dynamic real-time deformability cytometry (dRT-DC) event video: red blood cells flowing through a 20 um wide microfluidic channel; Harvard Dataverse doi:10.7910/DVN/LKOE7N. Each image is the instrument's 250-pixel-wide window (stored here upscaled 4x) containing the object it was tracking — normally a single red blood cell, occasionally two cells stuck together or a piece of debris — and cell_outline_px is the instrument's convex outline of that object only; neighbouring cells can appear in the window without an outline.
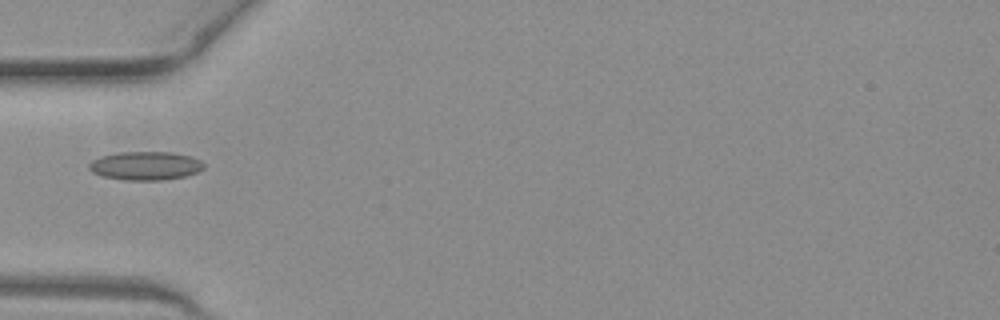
{"species": "common noctule bat (a hibernating species)", "species_latin": "Nyctalus noctula", "temperature_condition": "warm", "stored_images_in_passage": 35, "camera_frame_rate_fps": 3000, "um_per_image_px": 0.085, "animal": {"sex": "female", "body_mass_g": 19.3, "forearm_length_mm": 54.1}, "frame": {"image": 1, "passage_image": 1, "time_ms": 0.0, "image_size_px": [1000, 320], "cell_outline_px": [[204, 168], [196, 172], [184, 176], [160, 180], [124, 180], [100, 176], [92, 172], [88, 168], [88, 164], [92, 160], [100, 156], [120, 152], [172, 152], [192, 156], [200, 160], [204, 164]], "centroid_in_image_um": [12.33, 14.08], "position_along_channel_um": 72.7, "area_um2": 19.19}}
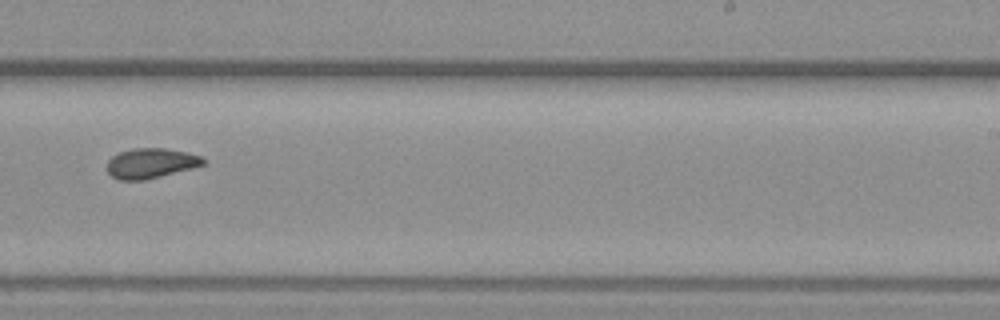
{"frame": {"image": 2, "passage_image": 16, "time_ms": 5.0, "image_size_px": [1000, 320], "cell_outline_px": [[204, 164], [192, 168], [144, 180], [120, 180], [112, 176], [108, 172], [108, 160], [112, 156], [120, 152], [132, 148], [164, 148], [188, 152], [200, 156], [204, 160]], "centroid_in_image_um": [12.81, 13.87], "position_along_channel_um": 276.2, "area_um2": 16.65}}
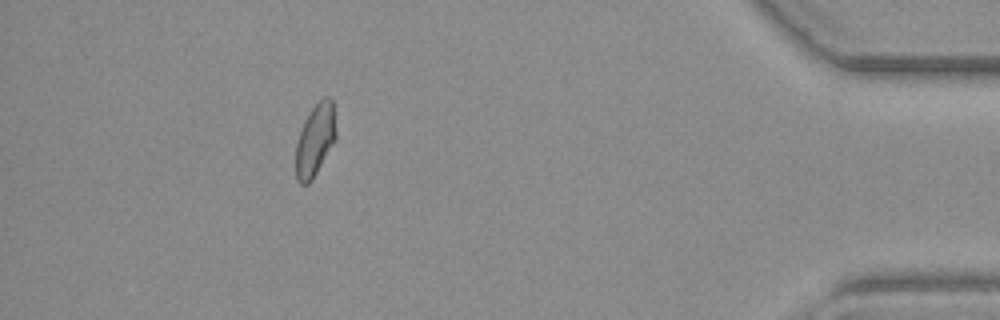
{"frame": {"image": 3, "passage_image": 30, "time_ms": 9.667, "image_size_px": [1000, 320], "cell_outline_px": [[336, 140], [312, 180], [308, 184], [300, 184], [296, 180], [296, 144], [304, 120], [312, 108], [324, 96], [328, 96], [332, 100], [336, 132]], "centroid_in_image_um": [26.79, 11.92], "position_along_channel_um": 408.4, "area_um2": 16.88}}